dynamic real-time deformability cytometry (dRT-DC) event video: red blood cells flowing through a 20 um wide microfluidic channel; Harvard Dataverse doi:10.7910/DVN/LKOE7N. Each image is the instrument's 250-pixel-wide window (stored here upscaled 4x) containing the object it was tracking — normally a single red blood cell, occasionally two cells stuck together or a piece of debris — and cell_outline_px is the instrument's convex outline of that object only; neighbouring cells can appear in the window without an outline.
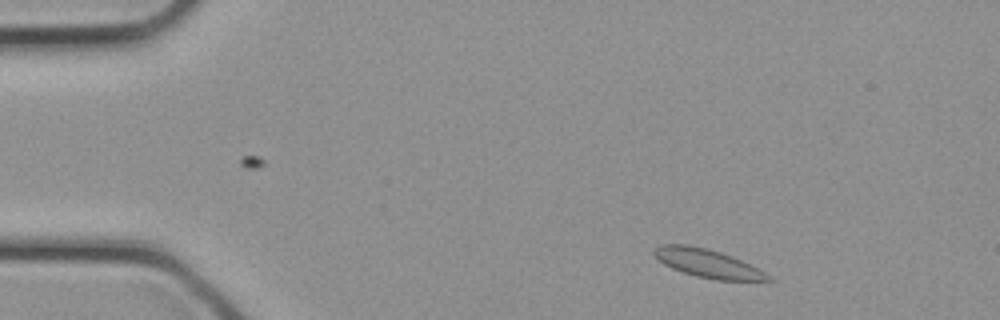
{"species": "common noctule bat (a hibernating species)", "species_latin": "Nyctalus noctula", "temperature_condition": "cold", "stored_images_in_passage": 16, "camera_frame_rate_fps": 3000, "um_per_image_px": 0.085, "animal": {"sex": "female", "body_mass_g": 21.9}, "frame": {"image": 1, "passage_image": 3, "time_ms": 0.667, "image_size_px": [1000, 320], "cell_outline_px": [[776, 280], [716, 280], [696, 276], [672, 268], [664, 264], [652, 252], [660, 244], [688, 244], [708, 248], [732, 256], [760, 268]], "centroid_in_image_um": [60.18, 22.37], "position_along_channel_um": 24.8, "area_um2": 18.84}}
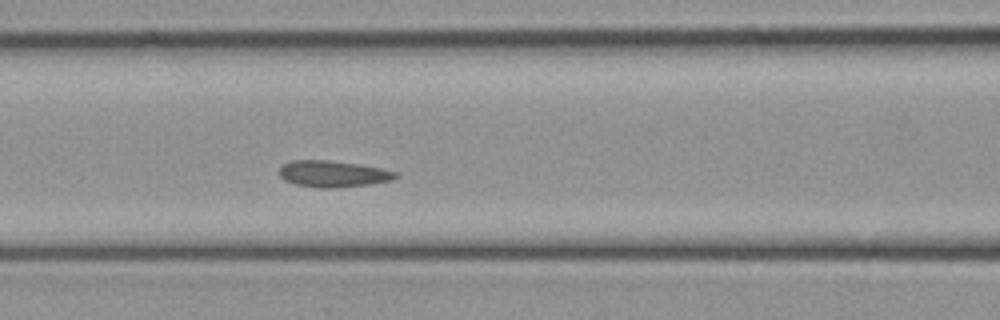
{"frame": {"image": 2, "passage_image": 12, "time_ms": 3.667, "image_size_px": [1000, 320], "cell_outline_px": [[400, 176], [392, 180], [368, 184], [332, 188], [320, 188], [296, 184], [284, 180], [280, 176], [280, 168], [284, 164], [292, 160], [328, 160], [356, 164], [380, 168], [400, 172]], "centroid_in_image_um": [28.33, 14.78], "position_along_channel_um": 138.3, "area_um2": 17.8}}
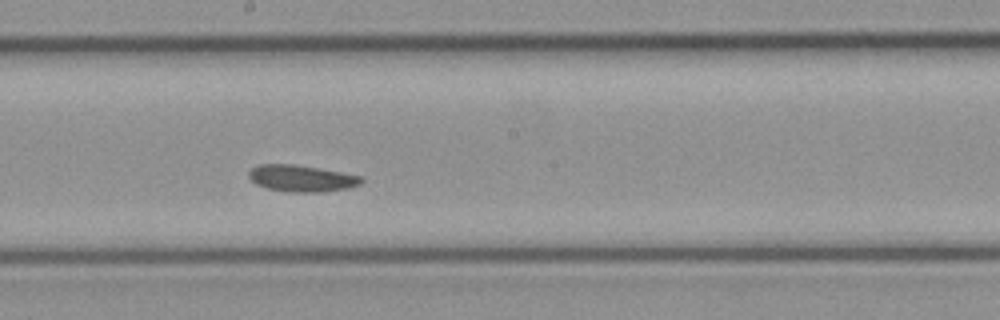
{"frame": {"image": 3, "passage_image": 16, "time_ms": 5.0, "image_size_px": [1000, 320], "cell_outline_px": [[364, 180], [360, 184], [348, 188], [320, 192], [288, 192], [268, 188], [256, 184], [248, 176], [248, 172], [256, 164], [292, 164], [340, 172], [360, 176]], "centroid_in_image_um": [25.6, 15.16], "position_along_channel_um": 222.6, "area_um2": 17.28}}